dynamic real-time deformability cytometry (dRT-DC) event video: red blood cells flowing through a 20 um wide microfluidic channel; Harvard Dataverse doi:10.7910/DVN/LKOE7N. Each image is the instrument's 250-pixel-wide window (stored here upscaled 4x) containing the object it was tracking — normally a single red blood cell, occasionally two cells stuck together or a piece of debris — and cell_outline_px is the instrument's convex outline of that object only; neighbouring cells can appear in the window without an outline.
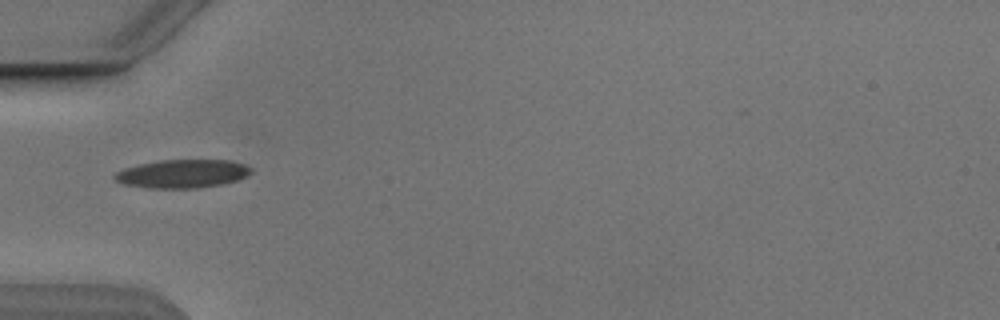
{"species": "Egyptian fruit bat (a non-hibernating species)", "species_latin": "Rousettus aegyptiacus", "temperature_condition": "cold", "stored_images_in_passage": 8, "camera_frame_rate_fps": 3000, "um_per_image_px": 0.085, "animal": {"sex": "male"}, "frame": {"image": 1, "passage_image": 5, "time_ms": 5.667, "image_size_px": [1000, 320], "cell_outline_px": [[252, 172], [236, 180], [220, 184], [196, 188], [152, 188], [124, 184], [116, 180], [112, 176], [116, 172], [124, 168], [136, 164], [160, 160], [228, 160], [244, 164], [252, 168]], "centroid_in_image_um": [15.47, 14.75], "position_along_channel_um": 69.5, "area_um2": 22.43}}
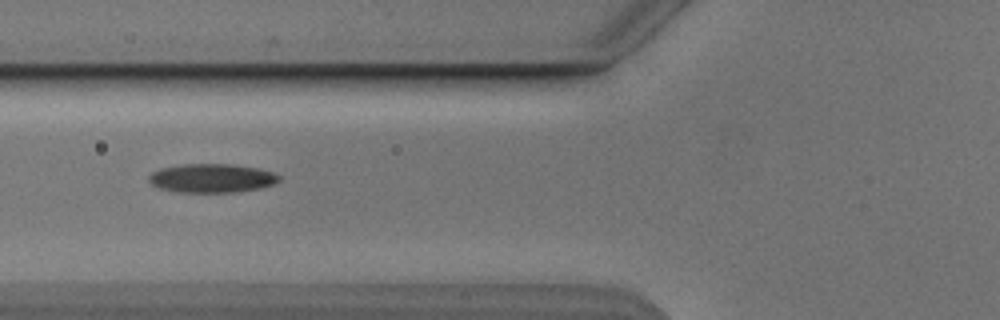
{"frame": {"image": 2, "passage_image": 6, "time_ms": 6.667, "image_size_px": [1000, 320], "cell_outline_px": [[280, 180], [272, 184], [256, 188], [236, 192], [176, 192], [160, 188], [152, 184], [148, 180], [148, 176], [152, 172], [160, 168], [184, 164], [232, 164], [260, 168], [272, 172], [280, 176]], "centroid_in_image_um": [17.98, 15.13], "position_along_channel_um": 107.8, "area_um2": 21.79}}
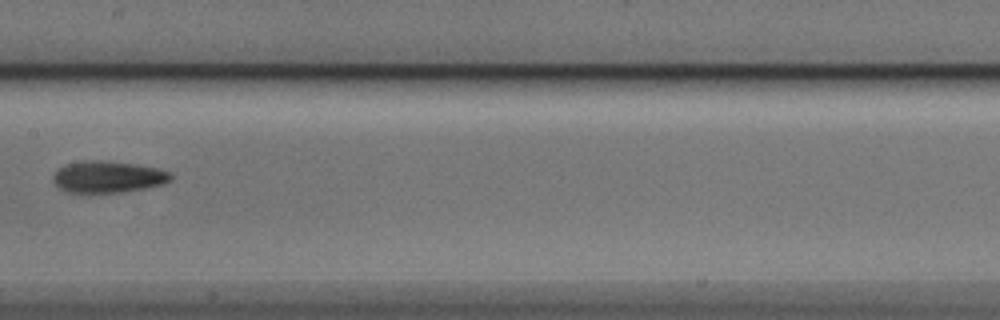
{"frame": {"image": 3, "passage_image": 8, "time_ms": 9.0, "image_size_px": [1000, 320], "cell_outline_px": [[172, 180], [164, 184], [144, 188], [120, 192], [84, 196], [68, 192], [60, 188], [52, 180], [52, 176], [60, 168], [68, 164], [80, 160], [104, 160], [136, 164], [156, 168], [168, 172], [172, 176]], "centroid_in_image_um": [9.13, 15.07], "position_along_channel_um": 198.3, "area_um2": 22.31}}